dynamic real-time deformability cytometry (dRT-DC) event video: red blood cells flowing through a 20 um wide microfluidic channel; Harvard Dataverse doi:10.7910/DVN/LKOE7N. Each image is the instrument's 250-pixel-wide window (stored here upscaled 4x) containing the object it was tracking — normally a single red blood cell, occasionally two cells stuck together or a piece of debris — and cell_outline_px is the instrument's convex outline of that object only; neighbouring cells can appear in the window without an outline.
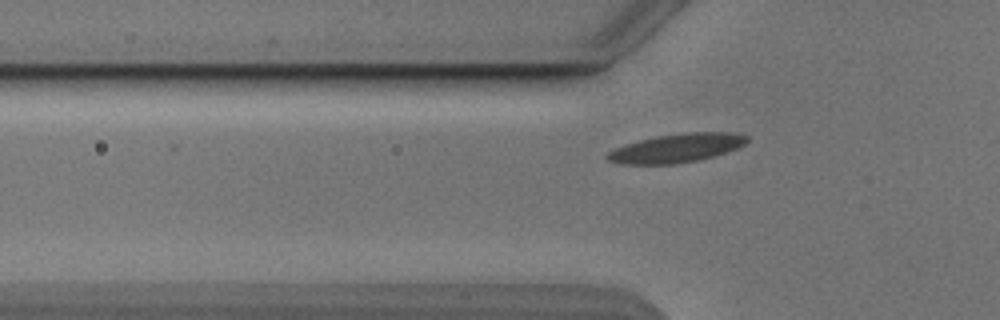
{"species": "Egyptian fruit bat (a non-hibernating species)", "species_latin": "Rousettus aegyptiacus", "temperature_condition": "cold", "stored_images_in_passage": 35, "camera_frame_rate_fps": 3000, "um_per_image_px": 0.085, "animal": {"sex": "male"}, "frame": {"image": 1, "passage_image": 4, "time_ms": 1.0, "image_size_px": [1000, 320], "cell_outline_px": [[748, 140], [744, 144], [736, 148], [712, 156], [696, 160], [672, 164], [620, 164], [608, 160], [604, 156], [608, 152], [616, 148], [640, 140], [656, 136], [684, 132], [728, 132], [748, 136]], "centroid_in_image_um": [57.48, 12.58], "position_along_channel_um": 68.3, "area_um2": 23.0}}
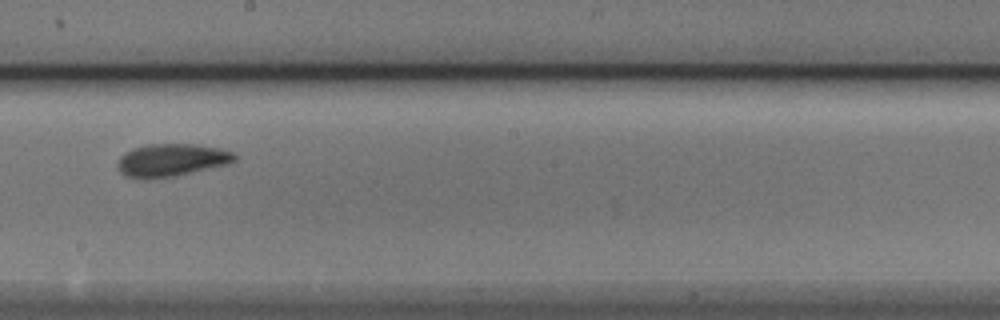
{"frame": {"image": 2, "passage_image": 17, "time_ms": 5.333, "image_size_px": [1000, 320], "cell_outline_px": [[236, 160], [228, 164], [176, 176], [144, 180], [124, 176], [120, 172], [116, 164], [120, 156], [124, 152], [132, 148], [148, 144], [192, 144], [220, 148], [232, 152], [236, 156]], "centroid_in_image_um": [14.52, 13.62], "position_along_channel_um": 233.7, "area_um2": 22.6}}
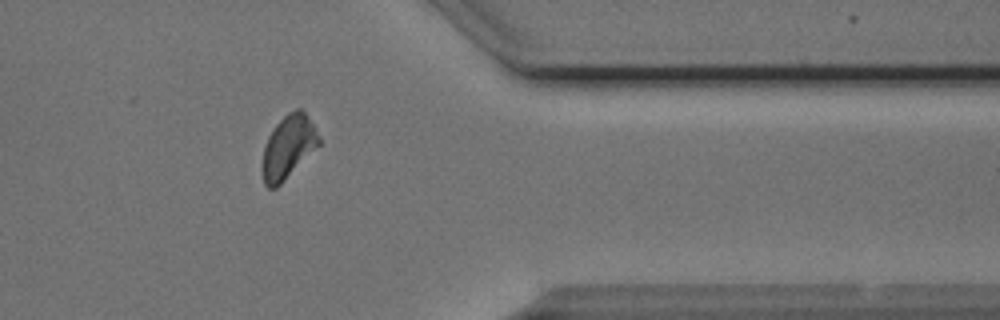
{"frame": {"image": 3, "passage_image": 30, "time_ms": 9.667, "image_size_px": [1000, 320], "cell_outline_px": [[320, 144], [276, 188], [268, 188], [264, 184], [260, 168], [264, 148], [268, 136], [276, 124], [288, 112], [296, 108], [300, 108], [308, 116], [320, 140]], "centroid_in_image_um": [24.45, 12.51], "position_along_channel_um": 386.9, "area_um2": 20.63}}